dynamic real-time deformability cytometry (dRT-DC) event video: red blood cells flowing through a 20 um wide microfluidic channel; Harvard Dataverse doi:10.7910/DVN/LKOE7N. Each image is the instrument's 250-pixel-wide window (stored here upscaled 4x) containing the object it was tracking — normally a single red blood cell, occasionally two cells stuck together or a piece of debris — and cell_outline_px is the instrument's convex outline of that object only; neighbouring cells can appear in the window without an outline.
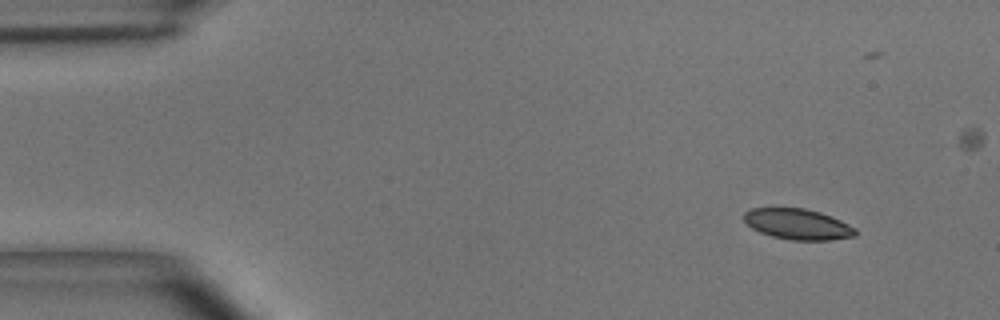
{"species": "common noctule bat (a hibernating species)", "species_latin": "Nyctalus noctula", "temperature_condition": "room temperature", "stored_images_in_passage": 42, "camera_frame_rate_fps": 3000, "um_per_image_px": 0.085, "animal": {"sex": "male", "body_mass_g": 15.6}, "frame": {"image": 1, "passage_image": 1, "time_ms": 0.0, "image_size_px": [1000, 320], "cell_outline_px": [[856, 236], [832, 240], [792, 240], [772, 236], [760, 232], [752, 228], [744, 220], [744, 212], [752, 208], [804, 208], [820, 212], [832, 216], [856, 228]], "centroid_in_image_um": [67.83, 19.05], "position_along_channel_um": 17.2, "area_um2": 19.94}}
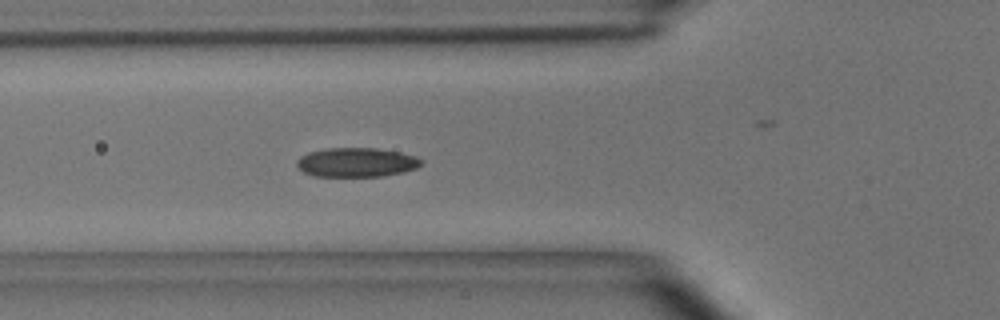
{"frame": {"image": 2, "passage_image": 14, "time_ms": 4.333, "image_size_px": [1000, 320], "cell_outline_px": [[424, 164], [416, 168], [404, 172], [384, 176], [316, 176], [304, 172], [296, 164], [296, 160], [300, 156], [308, 152], [324, 148], [376, 148], [400, 152], [416, 156], [424, 160]], "centroid_in_image_um": [30.34, 13.79], "position_along_channel_um": 95.5, "area_um2": 21.39}}
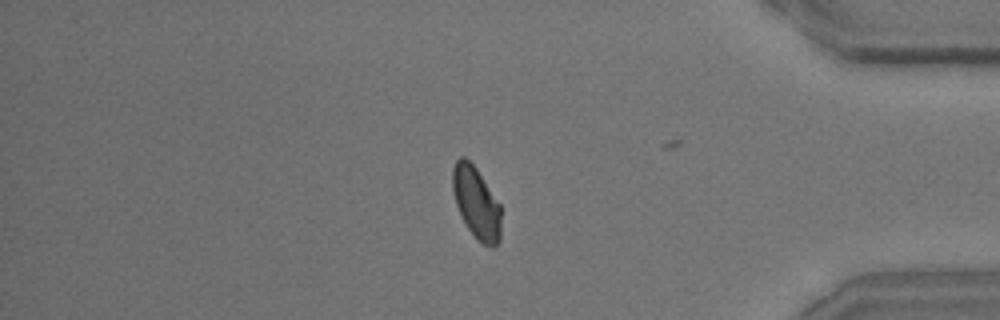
{"frame": {"image": 3, "passage_image": 39, "time_ms": 12.667, "image_size_px": [1000, 320], "cell_outline_px": [[500, 240], [492, 248], [484, 244], [468, 228], [456, 204], [452, 188], [452, 168], [456, 160], [460, 156], [464, 156], [476, 168], [500, 204]], "centroid_in_image_um": [40.48, 17.19], "position_along_channel_um": 394.7, "area_um2": 19.88}, "authors_computed_cell_mechanics": {"area_um2": 20.7502, "velocity_mm_per_s": 3.9421, "shape_relaxation_time_tau1_ms": 3.8793, "shape_relaxation_time_tau2_ms": 1.6844, "deformation_change_tau1": 0.1006, "deformation_change_tau2": 0.0628}}